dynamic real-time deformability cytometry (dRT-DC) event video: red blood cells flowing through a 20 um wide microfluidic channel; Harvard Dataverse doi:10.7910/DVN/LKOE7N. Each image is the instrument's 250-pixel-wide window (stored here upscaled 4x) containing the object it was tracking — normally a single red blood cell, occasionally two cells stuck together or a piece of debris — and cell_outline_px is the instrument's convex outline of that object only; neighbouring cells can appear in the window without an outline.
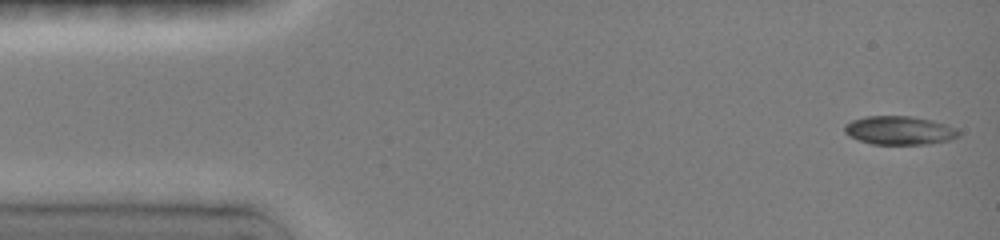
{"species": "common noctule bat (a hibernating species)", "species_latin": "Nyctalus noctula", "temperature_condition": "room temperature", "stored_images_in_passage": 7, "segment_of_instrument_passage": [1, 2], "camera_frame_rate_fps": 3000, "um_per_image_px": 0.085, "animal": {"sex": "female", "body_mass_g": 19.0, "forearm_length_mm": 51.5}, "frame": {"image": 1, "passage_image": 1, "time_ms": 0.0, "image_size_px": [1000, 240], "cell_outline_px": [[960, 136], [948, 140], [932, 144], [872, 144], [848, 136], [844, 132], [844, 124], [852, 120], [864, 116], [912, 116], [932, 120], [956, 128], [960, 132]], "centroid_in_image_um": [76.44, 11.08], "position_along_channel_um": 8.6, "area_um2": 19.13}}